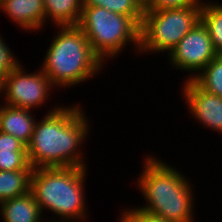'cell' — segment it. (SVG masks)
I'll return each mask as SVG.
<instances>
[{
  "instance_id": "1",
  "label": "cell",
  "mask_w": 222,
  "mask_h": 222,
  "mask_svg": "<svg viewBox=\"0 0 222 222\" xmlns=\"http://www.w3.org/2000/svg\"><path fill=\"white\" fill-rule=\"evenodd\" d=\"M78 103L67 106L60 102L59 105L53 104L37 120L26 145L29 164L33 169L88 167L85 151L82 150L91 132V122L83 104L80 106Z\"/></svg>"
},
{
  "instance_id": "2",
  "label": "cell",
  "mask_w": 222,
  "mask_h": 222,
  "mask_svg": "<svg viewBox=\"0 0 222 222\" xmlns=\"http://www.w3.org/2000/svg\"><path fill=\"white\" fill-rule=\"evenodd\" d=\"M151 154L144 155L140 174L133 182L145 200V204L136 206L168 221L196 222L195 185L190 177L161 157Z\"/></svg>"
},
{
  "instance_id": "3",
  "label": "cell",
  "mask_w": 222,
  "mask_h": 222,
  "mask_svg": "<svg viewBox=\"0 0 222 222\" xmlns=\"http://www.w3.org/2000/svg\"><path fill=\"white\" fill-rule=\"evenodd\" d=\"M88 168L33 169L30 192L46 222H89L90 213H88L87 192L85 191ZM45 211H49L54 217L45 218Z\"/></svg>"
},
{
  "instance_id": "4",
  "label": "cell",
  "mask_w": 222,
  "mask_h": 222,
  "mask_svg": "<svg viewBox=\"0 0 222 222\" xmlns=\"http://www.w3.org/2000/svg\"><path fill=\"white\" fill-rule=\"evenodd\" d=\"M58 31L40 63V69L58 89L81 87L106 68L93 52L83 31L77 25L54 26ZM99 73V74H98ZM91 77V78H90Z\"/></svg>"
},
{
  "instance_id": "5",
  "label": "cell",
  "mask_w": 222,
  "mask_h": 222,
  "mask_svg": "<svg viewBox=\"0 0 222 222\" xmlns=\"http://www.w3.org/2000/svg\"><path fill=\"white\" fill-rule=\"evenodd\" d=\"M77 26L85 34L93 52L105 65L108 60L112 61L121 56L127 46L141 56L140 27L128 16L99 6H83Z\"/></svg>"
},
{
  "instance_id": "6",
  "label": "cell",
  "mask_w": 222,
  "mask_h": 222,
  "mask_svg": "<svg viewBox=\"0 0 222 222\" xmlns=\"http://www.w3.org/2000/svg\"><path fill=\"white\" fill-rule=\"evenodd\" d=\"M202 5L164 10H144L139 54H168L201 20Z\"/></svg>"
},
{
  "instance_id": "7",
  "label": "cell",
  "mask_w": 222,
  "mask_h": 222,
  "mask_svg": "<svg viewBox=\"0 0 222 222\" xmlns=\"http://www.w3.org/2000/svg\"><path fill=\"white\" fill-rule=\"evenodd\" d=\"M38 68L29 73L20 62L10 71L2 81V104L28 110L45 107L49 97H52L51 93H54L53 89L58 90Z\"/></svg>"
},
{
  "instance_id": "8",
  "label": "cell",
  "mask_w": 222,
  "mask_h": 222,
  "mask_svg": "<svg viewBox=\"0 0 222 222\" xmlns=\"http://www.w3.org/2000/svg\"><path fill=\"white\" fill-rule=\"evenodd\" d=\"M217 55L209 31L200 20L165 57L174 70L189 73L183 80H192Z\"/></svg>"
},
{
  "instance_id": "9",
  "label": "cell",
  "mask_w": 222,
  "mask_h": 222,
  "mask_svg": "<svg viewBox=\"0 0 222 222\" xmlns=\"http://www.w3.org/2000/svg\"><path fill=\"white\" fill-rule=\"evenodd\" d=\"M182 85L180 96L183 101L185 99L189 116L192 115L204 129L222 135V97L206 92L193 80H184Z\"/></svg>"
},
{
  "instance_id": "10",
  "label": "cell",
  "mask_w": 222,
  "mask_h": 222,
  "mask_svg": "<svg viewBox=\"0 0 222 222\" xmlns=\"http://www.w3.org/2000/svg\"><path fill=\"white\" fill-rule=\"evenodd\" d=\"M0 12L25 33L45 29L44 0H0Z\"/></svg>"
},
{
  "instance_id": "11",
  "label": "cell",
  "mask_w": 222,
  "mask_h": 222,
  "mask_svg": "<svg viewBox=\"0 0 222 222\" xmlns=\"http://www.w3.org/2000/svg\"><path fill=\"white\" fill-rule=\"evenodd\" d=\"M35 111L1 104L0 131L13 135L25 146L33 134L37 118Z\"/></svg>"
},
{
  "instance_id": "12",
  "label": "cell",
  "mask_w": 222,
  "mask_h": 222,
  "mask_svg": "<svg viewBox=\"0 0 222 222\" xmlns=\"http://www.w3.org/2000/svg\"><path fill=\"white\" fill-rule=\"evenodd\" d=\"M0 216L3 222H46L30 191L0 202Z\"/></svg>"
},
{
  "instance_id": "13",
  "label": "cell",
  "mask_w": 222,
  "mask_h": 222,
  "mask_svg": "<svg viewBox=\"0 0 222 222\" xmlns=\"http://www.w3.org/2000/svg\"><path fill=\"white\" fill-rule=\"evenodd\" d=\"M44 6L45 26L50 22L54 26L78 25L83 0H44Z\"/></svg>"
},
{
  "instance_id": "14",
  "label": "cell",
  "mask_w": 222,
  "mask_h": 222,
  "mask_svg": "<svg viewBox=\"0 0 222 222\" xmlns=\"http://www.w3.org/2000/svg\"><path fill=\"white\" fill-rule=\"evenodd\" d=\"M32 171H0V202L28 193Z\"/></svg>"
},
{
  "instance_id": "15",
  "label": "cell",
  "mask_w": 222,
  "mask_h": 222,
  "mask_svg": "<svg viewBox=\"0 0 222 222\" xmlns=\"http://www.w3.org/2000/svg\"><path fill=\"white\" fill-rule=\"evenodd\" d=\"M219 0H203L201 21L207 27L212 45L222 54V3Z\"/></svg>"
},
{
  "instance_id": "16",
  "label": "cell",
  "mask_w": 222,
  "mask_h": 222,
  "mask_svg": "<svg viewBox=\"0 0 222 222\" xmlns=\"http://www.w3.org/2000/svg\"><path fill=\"white\" fill-rule=\"evenodd\" d=\"M192 80L206 92L222 97V54H218Z\"/></svg>"
},
{
  "instance_id": "17",
  "label": "cell",
  "mask_w": 222,
  "mask_h": 222,
  "mask_svg": "<svg viewBox=\"0 0 222 222\" xmlns=\"http://www.w3.org/2000/svg\"><path fill=\"white\" fill-rule=\"evenodd\" d=\"M83 6H99L117 14L130 17L139 27L144 10L135 0H83Z\"/></svg>"
},
{
  "instance_id": "18",
  "label": "cell",
  "mask_w": 222,
  "mask_h": 222,
  "mask_svg": "<svg viewBox=\"0 0 222 222\" xmlns=\"http://www.w3.org/2000/svg\"><path fill=\"white\" fill-rule=\"evenodd\" d=\"M33 170L27 151H12L0 154V171Z\"/></svg>"
},
{
  "instance_id": "19",
  "label": "cell",
  "mask_w": 222,
  "mask_h": 222,
  "mask_svg": "<svg viewBox=\"0 0 222 222\" xmlns=\"http://www.w3.org/2000/svg\"><path fill=\"white\" fill-rule=\"evenodd\" d=\"M124 207L121 210L122 213L117 217V222H172L163 219L162 217L155 216L153 214L147 213L138 207Z\"/></svg>"
},
{
  "instance_id": "20",
  "label": "cell",
  "mask_w": 222,
  "mask_h": 222,
  "mask_svg": "<svg viewBox=\"0 0 222 222\" xmlns=\"http://www.w3.org/2000/svg\"><path fill=\"white\" fill-rule=\"evenodd\" d=\"M5 37L0 33V80L3 81L5 76L12 71L19 63L17 55L10 50L9 45L5 42Z\"/></svg>"
},
{
  "instance_id": "21",
  "label": "cell",
  "mask_w": 222,
  "mask_h": 222,
  "mask_svg": "<svg viewBox=\"0 0 222 222\" xmlns=\"http://www.w3.org/2000/svg\"><path fill=\"white\" fill-rule=\"evenodd\" d=\"M203 0H151L145 10H164L202 5Z\"/></svg>"
},
{
  "instance_id": "22",
  "label": "cell",
  "mask_w": 222,
  "mask_h": 222,
  "mask_svg": "<svg viewBox=\"0 0 222 222\" xmlns=\"http://www.w3.org/2000/svg\"><path fill=\"white\" fill-rule=\"evenodd\" d=\"M12 151H26V146L13 135L0 131V154Z\"/></svg>"
},
{
  "instance_id": "23",
  "label": "cell",
  "mask_w": 222,
  "mask_h": 222,
  "mask_svg": "<svg viewBox=\"0 0 222 222\" xmlns=\"http://www.w3.org/2000/svg\"><path fill=\"white\" fill-rule=\"evenodd\" d=\"M139 6L145 10L151 3V0H135Z\"/></svg>"
},
{
  "instance_id": "24",
  "label": "cell",
  "mask_w": 222,
  "mask_h": 222,
  "mask_svg": "<svg viewBox=\"0 0 222 222\" xmlns=\"http://www.w3.org/2000/svg\"><path fill=\"white\" fill-rule=\"evenodd\" d=\"M0 98H2V81L0 80Z\"/></svg>"
}]
</instances>
